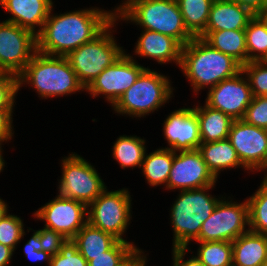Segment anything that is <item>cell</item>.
Wrapping results in <instances>:
<instances>
[{
  "mask_svg": "<svg viewBox=\"0 0 267 266\" xmlns=\"http://www.w3.org/2000/svg\"><path fill=\"white\" fill-rule=\"evenodd\" d=\"M52 9L53 6L36 39L37 51L53 56L66 57L92 41L115 19V12L94 7L59 16L53 15Z\"/></svg>",
  "mask_w": 267,
  "mask_h": 266,
  "instance_id": "cell-1",
  "label": "cell"
},
{
  "mask_svg": "<svg viewBox=\"0 0 267 266\" xmlns=\"http://www.w3.org/2000/svg\"><path fill=\"white\" fill-rule=\"evenodd\" d=\"M179 68L196 94L242 71V65L237 60L213 48L200 37H194L183 46Z\"/></svg>",
  "mask_w": 267,
  "mask_h": 266,
  "instance_id": "cell-2",
  "label": "cell"
},
{
  "mask_svg": "<svg viewBox=\"0 0 267 266\" xmlns=\"http://www.w3.org/2000/svg\"><path fill=\"white\" fill-rule=\"evenodd\" d=\"M113 11L116 20H131L145 30L176 39L182 46L194 38L184 25L177 0H126Z\"/></svg>",
  "mask_w": 267,
  "mask_h": 266,
  "instance_id": "cell-3",
  "label": "cell"
},
{
  "mask_svg": "<svg viewBox=\"0 0 267 266\" xmlns=\"http://www.w3.org/2000/svg\"><path fill=\"white\" fill-rule=\"evenodd\" d=\"M17 77L19 89L27 82L26 84L34 87L42 99L85 90L66 57L47 55L38 51Z\"/></svg>",
  "mask_w": 267,
  "mask_h": 266,
  "instance_id": "cell-4",
  "label": "cell"
},
{
  "mask_svg": "<svg viewBox=\"0 0 267 266\" xmlns=\"http://www.w3.org/2000/svg\"><path fill=\"white\" fill-rule=\"evenodd\" d=\"M214 186L181 190L177 196L170 214L174 231L173 248H187L190 240L196 241L199 238L202 223L212 214L220 201V198L206 193Z\"/></svg>",
  "mask_w": 267,
  "mask_h": 266,
  "instance_id": "cell-5",
  "label": "cell"
},
{
  "mask_svg": "<svg viewBox=\"0 0 267 266\" xmlns=\"http://www.w3.org/2000/svg\"><path fill=\"white\" fill-rule=\"evenodd\" d=\"M169 79L146 68L136 82L112 105L118 114L145 117L165 105L173 94Z\"/></svg>",
  "mask_w": 267,
  "mask_h": 266,
  "instance_id": "cell-6",
  "label": "cell"
},
{
  "mask_svg": "<svg viewBox=\"0 0 267 266\" xmlns=\"http://www.w3.org/2000/svg\"><path fill=\"white\" fill-rule=\"evenodd\" d=\"M114 19L92 41L84 43L70 52L66 58L75 71L78 81L86 89L92 81L107 67H110L123 53L111 34L116 23Z\"/></svg>",
  "mask_w": 267,
  "mask_h": 266,
  "instance_id": "cell-7",
  "label": "cell"
},
{
  "mask_svg": "<svg viewBox=\"0 0 267 266\" xmlns=\"http://www.w3.org/2000/svg\"><path fill=\"white\" fill-rule=\"evenodd\" d=\"M131 196L127 189L109 191L105 189L87 206L88 223L109 233L119 241L130 225Z\"/></svg>",
  "mask_w": 267,
  "mask_h": 266,
  "instance_id": "cell-8",
  "label": "cell"
},
{
  "mask_svg": "<svg viewBox=\"0 0 267 266\" xmlns=\"http://www.w3.org/2000/svg\"><path fill=\"white\" fill-rule=\"evenodd\" d=\"M61 170L58 195L65 198L88 206L107 188L93 165L75 152L62 159Z\"/></svg>",
  "mask_w": 267,
  "mask_h": 266,
  "instance_id": "cell-9",
  "label": "cell"
},
{
  "mask_svg": "<svg viewBox=\"0 0 267 266\" xmlns=\"http://www.w3.org/2000/svg\"><path fill=\"white\" fill-rule=\"evenodd\" d=\"M218 202L212 214L202 223L197 242H233L249 230L248 202L236 203L229 200ZM229 201V202H228Z\"/></svg>",
  "mask_w": 267,
  "mask_h": 266,
  "instance_id": "cell-10",
  "label": "cell"
},
{
  "mask_svg": "<svg viewBox=\"0 0 267 266\" xmlns=\"http://www.w3.org/2000/svg\"><path fill=\"white\" fill-rule=\"evenodd\" d=\"M37 51L31 31L14 23H0V71L18 76Z\"/></svg>",
  "mask_w": 267,
  "mask_h": 266,
  "instance_id": "cell-11",
  "label": "cell"
},
{
  "mask_svg": "<svg viewBox=\"0 0 267 266\" xmlns=\"http://www.w3.org/2000/svg\"><path fill=\"white\" fill-rule=\"evenodd\" d=\"M146 69L125 52L110 66L105 68L85 89L92 97L100 94L113 105L129 89Z\"/></svg>",
  "mask_w": 267,
  "mask_h": 266,
  "instance_id": "cell-12",
  "label": "cell"
},
{
  "mask_svg": "<svg viewBox=\"0 0 267 266\" xmlns=\"http://www.w3.org/2000/svg\"><path fill=\"white\" fill-rule=\"evenodd\" d=\"M248 170H266L267 129L256 127L244 120H234L227 138Z\"/></svg>",
  "mask_w": 267,
  "mask_h": 266,
  "instance_id": "cell-13",
  "label": "cell"
},
{
  "mask_svg": "<svg viewBox=\"0 0 267 266\" xmlns=\"http://www.w3.org/2000/svg\"><path fill=\"white\" fill-rule=\"evenodd\" d=\"M34 216L45 220V228L61 233L66 239H72L88 222L86 204L60 195L39 208Z\"/></svg>",
  "mask_w": 267,
  "mask_h": 266,
  "instance_id": "cell-14",
  "label": "cell"
},
{
  "mask_svg": "<svg viewBox=\"0 0 267 266\" xmlns=\"http://www.w3.org/2000/svg\"><path fill=\"white\" fill-rule=\"evenodd\" d=\"M178 152L173 157L166 189L181 191L215 185L217 178L208 169L198 149Z\"/></svg>",
  "mask_w": 267,
  "mask_h": 266,
  "instance_id": "cell-15",
  "label": "cell"
},
{
  "mask_svg": "<svg viewBox=\"0 0 267 266\" xmlns=\"http://www.w3.org/2000/svg\"><path fill=\"white\" fill-rule=\"evenodd\" d=\"M242 75L245 76L240 71L234 77L209 88L205 103L211 108L222 111L233 120L243 119L253 95L248 79Z\"/></svg>",
  "mask_w": 267,
  "mask_h": 266,
  "instance_id": "cell-16",
  "label": "cell"
},
{
  "mask_svg": "<svg viewBox=\"0 0 267 266\" xmlns=\"http://www.w3.org/2000/svg\"><path fill=\"white\" fill-rule=\"evenodd\" d=\"M163 132L169 148L175 152L198 149L202 143L199 120L194 108H180L164 120Z\"/></svg>",
  "mask_w": 267,
  "mask_h": 266,
  "instance_id": "cell-17",
  "label": "cell"
},
{
  "mask_svg": "<svg viewBox=\"0 0 267 266\" xmlns=\"http://www.w3.org/2000/svg\"><path fill=\"white\" fill-rule=\"evenodd\" d=\"M0 5L12 14L5 20L38 35L53 6L52 0H0ZM39 27L37 30L35 27ZM37 30V32H36Z\"/></svg>",
  "mask_w": 267,
  "mask_h": 266,
  "instance_id": "cell-18",
  "label": "cell"
},
{
  "mask_svg": "<svg viewBox=\"0 0 267 266\" xmlns=\"http://www.w3.org/2000/svg\"><path fill=\"white\" fill-rule=\"evenodd\" d=\"M142 31L135 53L141 57H149L160 64L175 62L180 65L183 46L174 38L152 30Z\"/></svg>",
  "mask_w": 267,
  "mask_h": 266,
  "instance_id": "cell-19",
  "label": "cell"
},
{
  "mask_svg": "<svg viewBox=\"0 0 267 266\" xmlns=\"http://www.w3.org/2000/svg\"><path fill=\"white\" fill-rule=\"evenodd\" d=\"M254 16L233 0H214L204 31L245 30Z\"/></svg>",
  "mask_w": 267,
  "mask_h": 266,
  "instance_id": "cell-20",
  "label": "cell"
},
{
  "mask_svg": "<svg viewBox=\"0 0 267 266\" xmlns=\"http://www.w3.org/2000/svg\"><path fill=\"white\" fill-rule=\"evenodd\" d=\"M267 263V234L248 230L232 242V266H263Z\"/></svg>",
  "mask_w": 267,
  "mask_h": 266,
  "instance_id": "cell-21",
  "label": "cell"
},
{
  "mask_svg": "<svg viewBox=\"0 0 267 266\" xmlns=\"http://www.w3.org/2000/svg\"><path fill=\"white\" fill-rule=\"evenodd\" d=\"M195 113L199 120L200 137L202 143L216 142L228 138L233 119L220 110L204 106H195Z\"/></svg>",
  "mask_w": 267,
  "mask_h": 266,
  "instance_id": "cell-22",
  "label": "cell"
},
{
  "mask_svg": "<svg viewBox=\"0 0 267 266\" xmlns=\"http://www.w3.org/2000/svg\"><path fill=\"white\" fill-rule=\"evenodd\" d=\"M198 37L241 65L248 63L245 30L203 31Z\"/></svg>",
  "mask_w": 267,
  "mask_h": 266,
  "instance_id": "cell-23",
  "label": "cell"
},
{
  "mask_svg": "<svg viewBox=\"0 0 267 266\" xmlns=\"http://www.w3.org/2000/svg\"><path fill=\"white\" fill-rule=\"evenodd\" d=\"M198 150L208 169L218 178L220 171L228 168L243 167L236 150L228 139L216 142L201 143Z\"/></svg>",
  "mask_w": 267,
  "mask_h": 266,
  "instance_id": "cell-24",
  "label": "cell"
},
{
  "mask_svg": "<svg viewBox=\"0 0 267 266\" xmlns=\"http://www.w3.org/2000/svg\"><path fill=\"white\" fill-rule=\"evenodd\" d=\"M72 241L89 262L94 256L102 255L103 252L110 250L119 240L87 222L72 238Z\"/></svg>",
  "mask_w": 267,
  "mask_h": 266,
  "instance_id": "cell-25",
  "label": "cell"
},
{
  "mask_svg": "<svg viewBox=\"0 0 267 266\" xmlns=\"http://www.w3.org/2000/svg\"><path fill=\"white\" fill-rule=\"evenodd\" d=\"M175 151L169 148H159L144 156L141 170L151 186L167 184L170 170L173 164Z\"/></svg>",
  "mask_w": 267,
  "mask_h": 266,
  "instance_id": "cell-26",
  "label": "cell"
},
{
  "mask_svg": "<svg viewBox=\"0 0 267 266\" xmlns=\"http://www.w3.org/2000/svg\"><path fill=\"white\" fill-rule=\"evenodd\" d=\"M214 0H177L184 25L198 37L206 28Z\"/></svg>",
  "mask_w": 267,
  "mask_h": 266,
  "instance_id": "cell-27",
  "label": "cell"
},
{
  "mask_svg": "<svg viewBox=\"0 0 267 266\" xmlns=\"http://www.w3.org/2000/svg\"><path fill=\"white\" fill-rule=\"evenodd\" d=\"M144 139L137 136H120L113 146V157L121 168H141L146 153Z\"/></svg>",
  "mask_w": 267,
  "mask_h": 266,
  "instance_id": "cell-28",
  "label": "cell"
},
{
  "mask_svg": "<svg viewBox=\"0 0 267 266\" xmlns=\"http://www.w3.org/2000/svg\"><path fill=\"white\" fill-rule=\"evenodd\" d=\"M246 200L248 202L249 230L267 234V178H263L259 189Z\"/></svg>",
  "mask_w": 267,
  "mask_h": 266,
  "instance_id": "cell-29",
  "label": "cell"
},
{
  "mask_svg": "<svg viewBox=\"0 0 267 266\" xmlns=\"http://www.w3.org/2000/svg\"><path fill=\"white\" fill-rule=\"evenodd\" d=\"M248 62L262 61L267 55V26L255 15L245 28Z\"/></svg>",
  "mask_w": 267,
  "mask_h": 266,
  "instance_id": "cell-30",
  "label": "cell"
},
{
  "mask_svg": "<svg viewBox=\"0 0 267 266\" xmlns=\"http://www.w3.org/2000/svg\"><path fill=\"white\" fill-rule=\"evenodd\" d=\"M197 258L205 266H232V242H198Z\"/></svg>",
  "mask_w": 267,
  "mask_h": 266,
  "instance_id": "cell-31",
  "label": "cell"
},
{
  "mask_svg": "<svg viewBox=\"0 0 267 266\" xmlns=\"http://www.w3.org/2000/svg\"><path fill=\"white\" fill-rule=\"evenodd\" d=\"M138 250L139 248L134 246L133 242L118 241L110 250L94 256L88 262V266H122Z\"/></svg>",
  "mask_w": 267,
  "mask_h": 266,
  "instance_id": "cell-32",
  "label": "cell"
},
{
  "mask_svg": "<svg viewBox=\"0 0 267 266\" xmlns=\"http://www.w3.org/2000/svg\"><path fill=\"white\" fill-rule=\"evenodd\" d=\"M253 97L267 96V65L263 61H250L242 65Z\"/></svg>",
  "mask_w": 267,
  "mask_h": 266,
  "instance_id": "cell-33",
  "label": "cell"
},
{
  "mask_svg": "<svg viewBox=\"0 0 267 266\" xmlns=\"http://www.w3.org/2000/svg\"><path fill=\"white\" fill-rule=\"evenodd\" d=\"M23 226L20 217L7 213L0 220V243L15 250L25 235Z\"/></svg>",
  "mask_w": 267,
  "mask_h": 266,
  "instance_id": "cell-34",
  "label": "cell"
},
{
  "mask_svg": "<svg viewBox=\"0 0 267 266\" xmlns=\"http://www.w3.org/2000/svg\"><path fill=\"white\" fill-rule=\"evenodd\" d=\"M50 266H88V262L72 239H67L60 252L52 256Z\"/></svg>",
  "mask_w": 267,
  "mask_h": 266,
  "instance_id": "cell-35",
  "label": "cell"
},
{
  "mask_svg": "<svg viewBox=\"0 0 267 266\" xmlns=\"http://www.w3.org/2000/svg\"><path fill=\"white\" fill-rule=\"evenodd\" d=\"M242 120L256 127L267 129V96L253 97Z\"/></svg>",
  "mask_w": 267,
  "mask_h": 266,
  "instance_id": "cell-36",
  "label": "cell"
},
{
  "mask_svg": "<svg viewBox=\"0 0 267 266\" xmlns=\"http://www.w3.org/2000/svg\"><path fill=\"white\" fill-rule=\"evenodd\" d=\"M19 91L18 77L10 73L0 74V109H13Z\"/></svg>",
  "mask_w": 267,
  "mask_h": 266,
  "instance_id": "cell-37",
  "label": "cell"
},
{
  "mask_svg": "<svg viewBox=\"0 0 267 266\" xmlns=\"http://www.w3.org/2000/svg\"><path fill=\"white\" fill-rule=\"evenodd\" d=\"M39 240L42 250L51 256L59 253L61 246L67 241L61 233L45 227L39 230Z\"/></svg>",
  "mask_w": 267,
  "mask_h": 266,
  "instance_id": "cell-38",
  "label": "cell"
},
{
  "mask_svg": "<svg viewBox=\"0 0 267 266\" xmlns=\"http://www.w3.org/2000/svg\"><path fill=\"white\" fill-rule=\"evenodd\" d=\"M24 253L26 257L32 261H47L50 266L52 256L42 250V246L39 240V230L34 231L30 240L24 246Z\"/></svg>",
  "mask_w": 267,
  "mask_h": 266,
  "instance_id": "cell-39",
  "label": "cell"
},
{
  "mask_svg": "<svg viewBox=\"0 0 267 266\" xmlns=\"http://www.w3.org/2000/svg\"><path fill=\"white\" fill-rule=\"evenodd\" d=\"M13 109H0V143L9 141L13 136Z\"/></svg>",
  "mask_w": 267,
  "mask_h": 266,
  "instance_id": "cell-40",
  "label": "cell"
},
{
  "mask_svg": "<svg viewBox=\"0 0 267 266\" xmlns=\"http://www.w3.org/2000/svg\"><path fill=\"white\" fill-rule=\"evenodd\" d=\"M172 254H173V266H205L196 256H193L189 260H183L187 248H172Z\"/></svg>",
  "mask_w": 267,
  "mask_h": 266,
  "instance_id": "cell-41",
  "label": "cell"
},
{
  "mask_svg": "<svg viewBox=\"0 0 267 266\" xmlns=\"http://www.w3.org/2000/svg\"><path fill=\"white\" fill-rule=\"evenodd\" d=\"M242 7L250 10L254 15H257L263 6L265 5V0H233Z\"/></svg>",
  "mask_w": 267,
  "mask_h": 266,
  "instance_id": "cell-42",
  "label": "cell"
},
{
  "mask_svg": "<svg viewBox=\"0 0 267 266\" xmlns=\"http://www.w3.org/2000/svg\"><path fill=\"white\" fill-rule=\"evenodd\" d=\"M14 250L0 243V266H7L12 259Z\"/></svg>",
  "mask_w": 267,
  "mask_h": 266,
  "instance_id": "cell-43",
  "label": "cell"
},
{
  "mask_svg": "<svg viewBox=\"0 0 267 266\" xmlns=\"http://www.w3.org/2000/svg\"><path fill=\"white\" fill-rule=\"evenodd\" d=\"M143 251L139 249L124 265L122 266H145L146 256L142 255Z\"/></svg>",
  "mask_w": 267,
  "mask_h": 266,
  "instance_id": "cell-44",
  "label": "cell"
},
{
  "mask_svg": "<svg viewBox=\"0 0 267 266\" xmlns=\"http://www.w3.org/2000/svg\"><path fill=\"white\" fill-rule=\"evenodd\" d=\"M260 19L265 23L267 26V3L263 6L261 11L257 14Z\"/></svg>",
  "mask_w": 267,
  "mask_h": 266,
  "instance_id": "cell-45",
  "label": "cell"
},
{
  "mask_svg": "<svg viewBox=\"0 0 267 266\" xmlns=\"http://www.w3.org/2000/svg\"><path fill=\"white\" fill-rule=\"evenodd\" d=\"M8 213L7 204L0 198V220Z\"/></svg>",
  "mask_w": 267,
  "mask_h": 266,
  "instance_id": "cell-46",
  "label": "cell"
},
{
  "mask_svg": "<svg viewBox=\"0 0 267 266\" xmlns=\"http://www.w3.org/2000/svg\"><path fill=\"white\" fill-rule=\"evenodd\" d=\"M2 143H0V172L3 170L4 168V165H5V161L3 159V156H2Z\"/></svg>",
  "mask_w": 267,
  "mask_h": 266,
  "instance_id": "cell-47",
  "label": "cell"
},
{
  "mask_svg": "<svg viewBox=\"0 0 267 266\" xmlns=\"http://www.w3.org/2000/svg\"><path fill=\"white\" fill-rule=\"evenodd\" d=\"M262 61L267 65V55L264 57Z\"/></svg>",
  "mask_w": 267,
  "mask_h": 266,
  "instance_id": "cell-48",
  "label": "cell"
}]
</instances>
